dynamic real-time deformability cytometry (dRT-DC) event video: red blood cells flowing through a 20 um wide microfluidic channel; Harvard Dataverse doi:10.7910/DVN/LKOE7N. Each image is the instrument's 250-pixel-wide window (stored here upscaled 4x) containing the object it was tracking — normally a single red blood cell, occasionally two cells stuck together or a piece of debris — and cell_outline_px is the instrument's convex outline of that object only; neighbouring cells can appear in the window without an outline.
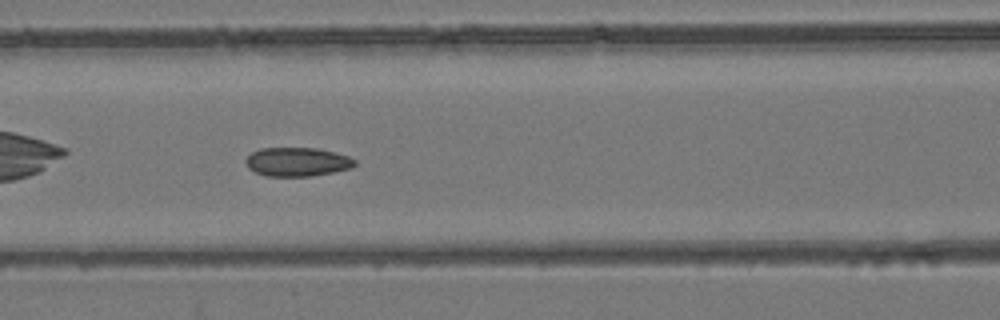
{"species": "common noctule bat (a hibernating species)", "species_latin": "Nyctalus noctula", "temperature_condition": "room temperature", "stored_images_in_passage": 39, "camera_frame_rate_fps": 3000, "um_per_image_px": 0.085, "animal": {"sex": "female", "body_mass_g": 24.6, "forearm_length_mm": 56.2}, "frame": {"image": 1, "passage_image": 8, "time_ms": 2.333, "image_size_px": [1000, 320], "cell_outline_px": [[356, 164], [352, 168], [312, 176], [264, 176], [248, 168], [244, 160], [252, 152], [260, 148], [320, 148], [348, 156], [356, 160]], "centroid_in_image_um": [25.26, 13.75], "position_along_channel_um": 141.3, "area_um2": 18.44}}
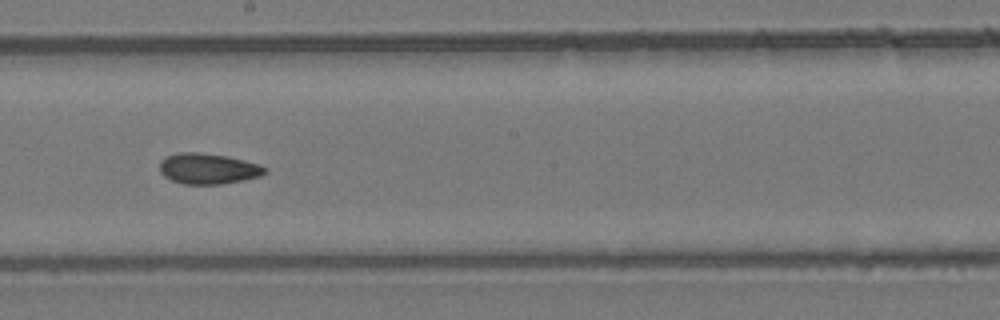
{"frame": {"image": 2, "passage_image": 15, "time_ms": 4.667, "image_size_px": [1000, 320], "cell_outline_px": [[268, 168], [260, 176], [244, 180], [220, 184], [184, 184], [172, 180], [164, 176], [160, 172], [160, 160], [176, 152], [196, 152], [228, 156], [260, 164]], "centroid_in_image_um": [17.69, 14.33], "position_along_channel_um": 230.5, "area_um2": 18.84}}
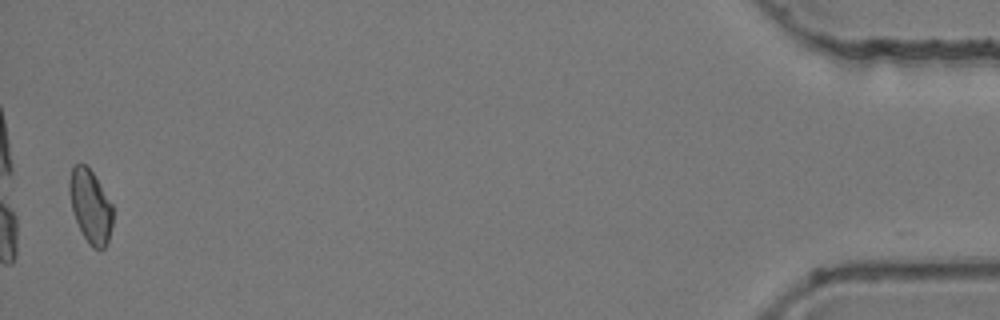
{"frame": {"image": 3, "passage_image": 38, "time_ms": 12.333, "image_size_px": [1000, 320], "cell_outline_px": [[112, 224], [108, 240], [104, 248], [100, 252], [92, 248], [88, 244], [76, 220], [72, 208], [68, 192], [68, 180], [72, 164], [84, 164], [92, 172], [112, 204]], "centroid_in_image_um": [7.66, 17.54], "position_along_channel_um": 427.5, "area_um2": 18.55}, "authors_computed_cell_mechanics": {"area_um2": 18.6116, "velocity_mm_per_s": 3.8275, "shape_relaxation_time_tau1_ms": null, "shape_relaxation_time_tau2_ms": 3.2939, "deformation_change_tau1": null, "deformation_change_tau2": 0.0669}}